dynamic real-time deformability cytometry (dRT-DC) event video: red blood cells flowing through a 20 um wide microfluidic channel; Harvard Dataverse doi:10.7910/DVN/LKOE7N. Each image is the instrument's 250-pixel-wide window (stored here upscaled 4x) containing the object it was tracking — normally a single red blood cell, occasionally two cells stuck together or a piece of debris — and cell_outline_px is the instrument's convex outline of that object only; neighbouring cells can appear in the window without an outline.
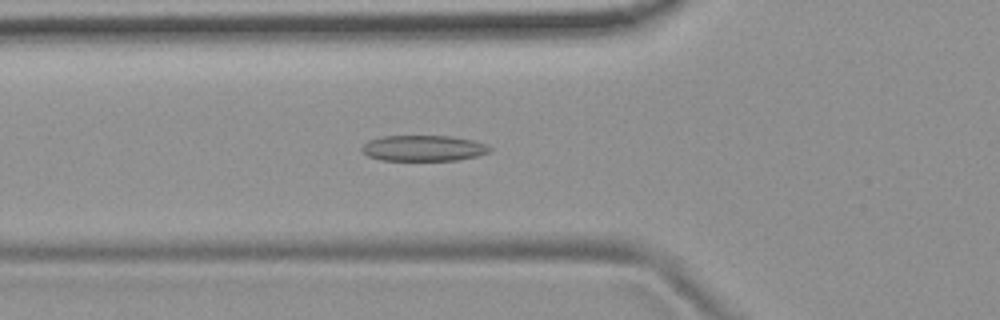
{"species": "common noctule bat (a hibernating species)", "species_latin": "Nyctalus noctula", "temperature_condition": "room temperature", "stored_images_in_passage": 52, "camera_frame_rate_fps": 3000, "um_per_image_px": 0.085, "animal": {"sex": "female", "body_mass_g": 19.9}, "frame": {"image": 1, "passage_image": 17, "time_ms": 5.333, "image_size_px": [1000, 320], "cell_outline_px": [[492, 148], [488, 152], [476, 156], [456, 160], [380, 160], [368, 156], [360, 148], [368, 140], [380, 136], [452, 136], [472, 140], [484, 144]], "centroid_in_image_um": [35.95, 12.59], "position_along_channel_um": 89.9, "area_um2": 19.13}}
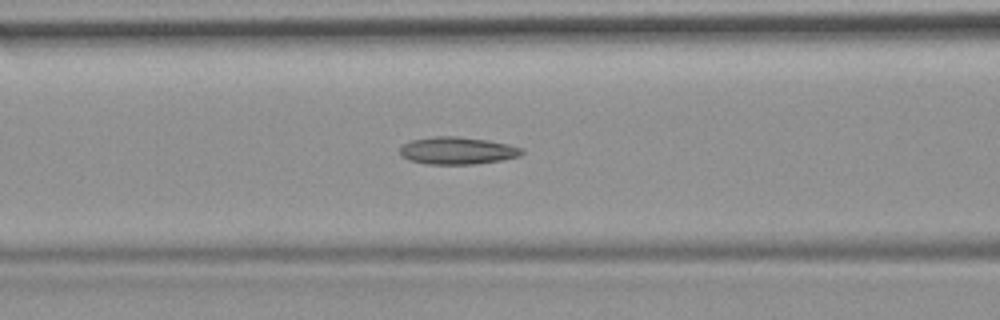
{"frame": {"image": 2, "passage_image": 20, "time_ms": 6.333, "image_size_px": [1000, 320], "cell_outline_px": [[524, 152], [520, 156], [500, 160], [476, 164], [424, 164], [408, 160], [400, 156], [400, 148], [404, 144], [412, 140], [436, 136], [456, 136], [488, 140], [508, 144], [524, 148]], "centroid_in_image_um": [38.88, 12.81], "position_along_channel_um": 127.7, "area_um2": 19.54}}
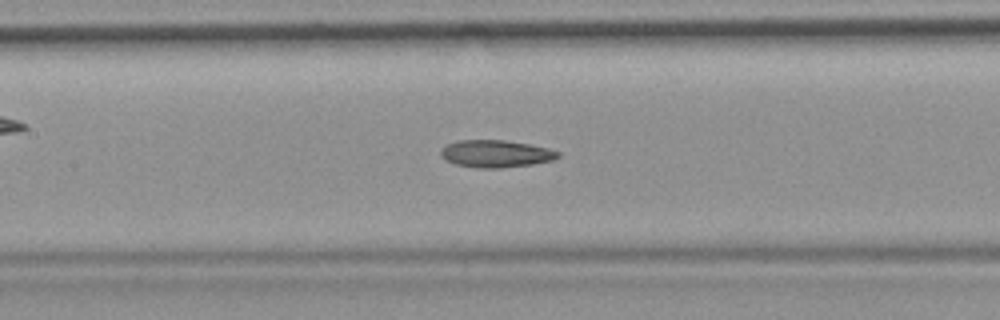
{"frame": {"image": 3, "passage_image": 23, "time_ms": 7.333, "image_size_px": [1000, 320], "cell_outline_px": [[560, 156], [552, 160], [532, 164], [500, 168], [476, 168], [456, 164], [444, 160], [440, 156], [440, 148], [448, 144], [460, 140], [504, 140], [528, 144], [548, 148], [560, 152]], "centroid_in_image_um": [42.11, 13.07], "position_along_channel_um": 165.3, "area_um2": 18.67}, "authors_computed_cell_mechanics": {"area_um2": 18.9006, "velocity_mm_per_s": 3.7545, "shape_relaxation_time_tau1_ms": null, "shape_relaxation_time_tau2_ms": 8.1378, "deformation_change_tau1": null, "deformation_change_tau2": 0.1716}}